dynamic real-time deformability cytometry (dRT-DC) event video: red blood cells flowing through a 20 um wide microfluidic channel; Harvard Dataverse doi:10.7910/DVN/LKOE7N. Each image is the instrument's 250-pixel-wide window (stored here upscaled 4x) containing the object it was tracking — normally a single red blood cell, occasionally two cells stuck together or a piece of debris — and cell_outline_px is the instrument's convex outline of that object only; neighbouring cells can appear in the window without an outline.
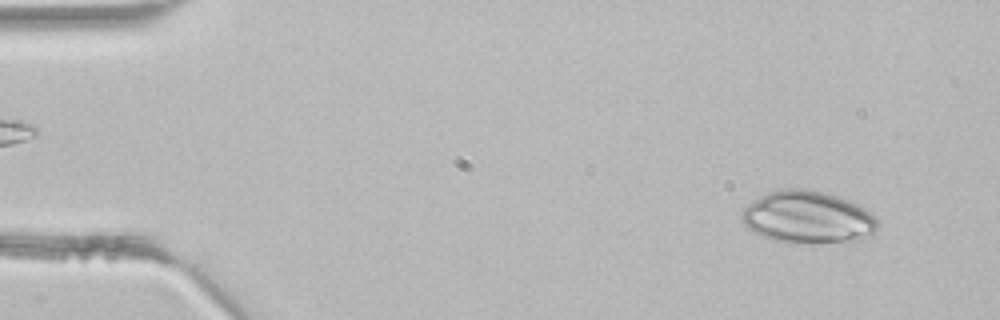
{"species": "common noctule bat (a hibernating species)", "species_latin": "Nyctalus noctula", "temperature_condition": "room temperature", "stored_images_in_passage": 4, "segment_of_instrument_passage": [2, 2], "camera_frame_rate_fps": 3000, "um_per_image_px": 0.085, "animal": {"sex": "male", "body_mass_g": 21.5, "forearm_length_mm": 52.0}, "frame": {"image": 1, "passage_image": 4, "time_ms": 1.0, "image_size_px": [1000, 320], "cell_outline_px": [[880, 224], [876, 232], [872, 236], [860, 240], [776, 240], [764, 236], [748, 228], [740, 220], [740, 216], [744, 208], [748, 204], [760, 196], [768, 192], [780, 188], [800, 188], [828, 192], [848, 200], [864, 208], [876, 216]], "centroid_in_image_um": [68.69, 18.4], "position_along_channel_um": 16.3, "area_um2": 40.69}}